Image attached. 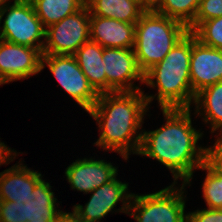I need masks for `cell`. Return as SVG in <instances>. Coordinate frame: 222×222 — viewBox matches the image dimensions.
Returning a JSON list of instances; mask_svg holds the SVG:
<instances>
[{
	"instance_id": "1",
	"label": "cell",
	"mask_w": 222,
	"mask_h": 222,
	"mask_svg": "<svg viewBox=\"0 0 222 222\" xmlns=\"http://www.w3.org/2000/svg\"><path fill=\"white\" fill-rule=\"evenodd\" d=\"M165 124L153 131L142 132L137 155L156 159L174 178L190 185L195 169L204 163L205 147L197 143L203 133L192 127L190 108L161 109ZM198 145V146H197Z\"/></svg>"
},
{
	"instance_id": "2",
	"label": "cell",
	"mask_w": 222,
	"mask_h": 222,
	"mask_svg": "<svg viewBox=\"0 0 222 222\" xmlns=\"http://www.w3.org/2000/svg\"><path fill=\"white\" fill-rule=\"evenodd\" d=\"M148 109L143 90L99 94L95 105L88 111L101 131L94 146L115 151L124 160H128L131 152L137 155Z\"/></svg>"
},
{
	"instance_id": "3",
	"label": "cell",
	"mask_w": 222,
	"mask_h": 222,
	"mask_svg": "<svg viewBox=\"0 0 222 222\" xmlns=\"http://www.w3.org/2000/svg\"><path fill=\"white\" fill-rule=\"evenodd\" d=\"M192 33L188 32L165 58L144 73V83L157 88V94L145 95L147 104L156 97L161 109L191 108L195 100L190 80Z\"/></svg>"
},
{
	"instance_id": "4",
	"label": "cell",
	"mask_w": 222,
	"mask_h": 222,
	"mask_svg": "<svg viewBox=\"0 0 222 222\" xmlns=\"http://www.w3.org/2000/svg\"><path fill=\"white\" fill-rule=\"evenodd\" d=\"M188 32L183 23L148 8L135 24L134 52L139 69L145 73L161 62Z\"/></svg>"
},
{
	"instance_id": "5",
	"label": "cell",
	"mask_w": 222,
	"mask_h": 222,
	"mask_svg": "<svg viewBox=\"0 0 222 222\" xmlns=\"http://www.w3.org/2000/svg\"><path fill=\"white\" fill-rule=\"evenodd\" d=\"M170 186L155 193L132 195L128 215L137 222H187L184 195L185 184L180 189Z\"/></svg>"
},
{
	"instance_id": "6",
	"label": "cell",
	"mask_w": 222,
	"mask_h": 222,
	"mask_svg": "<svg viewBox=\"0 0 222 222\" xmlns=\"http://www.w3.org/2000/svg\"><path fill=\"white\" fill-rule=\"evenodd\" d=\"M51 187L41 178L33 192L12 201L0 200V222H54L62 210H57L60 204Z\"/></svg>"
},
{
	"instance_id": "7",
	"label": "cell",
	"mask_w": 222,
	"mask_h": 222,
	"mask_svg": "<svg viewBox=\"0 0 222 222\" xmlns=\"http://www.w3.org/2000/svg\"><path fill=\"white\" fill-rule=\"evenodd\" d=\"M4 15L0 31L3 40L43 51L46 28L30 0H14L12 5L9 2L0 11V23Z\"/></svg>"
},
{
	"instance_id": "8",
	"label": "cell",
	"mask_w": 222,
	"mask_h": 222,
	"mask_svg": "<svg viewBox=\"0 0 222 222\" xmlns=\"http://www.w3.org/2000/svg\"><path fill=\"white\" fill-rule=\"evenodd\" d=\"M48 66L62 89L85 111H89L98 100L99 94L77 64L73 55L43 54L41 70Z\"/></svg>"
},
{
	"instance_id": "9",
	"label": "cell",
	"mask_w": 222,
	"mask_h": 222,
	"mask_svg": "<svg viewBox=\"0 0 222 222\" xmlns=\"http://www.w3.org/2000/svg\"><path fill=\"white\" fill-rule=\"evenodd\" d=\"M90 11L85 4L79 11L46 28L42 54L73 55L90 40Z\"/></svg>"
},
{
	"instance_id": "10",
	"label": "cell",
	"mask_w": 222,
	"mask_h": 222,
	"mask_svg": "<svg viewBox=\"0 0 222 222\" xmlns=\"http://www.w3.org/2000/svg\"><path fill=\"white\" fill-rule=\"evenodd\" d=\"M104 70L107 76V93L141 90L134 81L144 83V73L139 69L134 49L104 48Z\"/></svg>"
},
{
	"instance_id": "11",
	"label": "cell",
	"mask_w": 222,
	"mask_h": 222,
	"mask_svg": "<svg viewBox=\"0 0 222 222\" xmlns=\"http://www.w3.org/2000/svg\"><path fill=\"white\" fill-rule=\"evenodd\" d=\"M91 197L85 206L76 204L73 211L86 222H99L112 212L119 201L122 207L117 211L128 214L133 193H128V183L121 182L117 176L109 183L93 190Z\"/></svg>"
},
{
	"instance_id": "12",
	"label": "cell",
	"mask_w": 222,
	"mask_h": 222,
	"mask_svg": "<svg viewBox=\"0 0 222 222\" xmlns=\"http://www.w3.org/2000/svg\"><path fill=\"white\" fill-rule=\"evenodd\" d=\"M42 52L6 40L0 42V83L28 79L40 73Z\"/></svg>"
},
{
	"instance_id": "13",
	"label": "cell",
	"mask_w": 222,
	"mask_h": 222,
	"mask_svg": "<svg viewBox=\"0 0 222 222\" xmlns=\"http://www.w3.org/2000/svg\"><path fill=\"white\" fill-rule=\"evenodd\" d=\"M190 80L193 93L222 81V50L201 44L192 34Z\"/></svg>"
},
{
	"instance_id": "14",
	"label": "cell",
	"mask_w": 222,
	"mask_h": 222,
	"mask_svg": "<svg viewBox=\"0 0 222 222\" xmlns=\"http://www.w3.org/2000/svg\"><path fill=\"white\" fill-rule=\"evenodd\" d=\"M117 169L111 162L102 159L83 158L71 163L65 170V176L72 189L87 194L113 180L118 175Z\"/></svg>"
},
{
	"instance_id": "15",
	"label": "cell",
	"mask_w": 222,
	"mask_h": 222,
	"mask_svg": "<svg viewBox=\"0 0 222 222\" xmlns=\"http://www.w3.org/2000/svg\"><path fill=\"white\" fill-rule=\"evenodd\" d=\"M135 24L90 15V40L103 48H129L135 45Z\"/></svg>"
},
{
	"instance_id": "16",
	"label": "cell",
	"mask_w": 222,
	"mask_h": 222,
	"mask_svg": "<svg viewBox=\"0 0 222 222\" xmlns=\"http://www.w3.org/2000/svg\"><path fill=\"white\" fill-rule=\"evenodd\" d=\"M103 49L97 42L88 40L73 54L90 85L98 94L107 93Z\"/></svg>"
},
{
	"instance_id": "17",
	"label": "cell",
	"mask_w": 222,
	"mask_h": 222,
	"mask_svg": "<svg viewBox=\"0 0 222 222\" xmlns=\"http://www.w3.org/2000/svg\"><path fill=\"white\" fill-rule=\"evenodd\" d=\"M19 162L0 172V200L12 201V198L33 192L36 183L43 177L40 172L30 170Z\"/></svg>"
},
{
	"instance_id": "18",
	"label": "cell",
	"mask_w": 222,
	"mask_h": 222,
	"mask_svg": "<svg viewBox=\"0 0 222 222\" xmlns=\"http://www.w3.org/2000/svg\"><path fill=\"white\" fill-rule=\"evenodd\" d=\"M90 15L136 23L148 9L139 0H86Z\"/></svg>"
},
{
	"instance_id": "19",
	"label": "cell",
	"mask_w": 222,
	"mask_h": 222,
	"mask_svg": "<svg viewBox=\"0 0 222 222\" xmlns=\"http://www.w3.org/2000/svg\"><path fill=\"white\" fill-rule=\"evenodd\" d=\"M195 114L210 124L211 133L222 128V81L210 85L195 96ZM202 112V113H201Z\"/></svg>"
},
{
	"instance_id": "20",
	"label": "cell",
	"mask_w": 222,
	"mask_h": 222,
	"mask_svg": "<svg viewBox=\"0 0 222 222\" xmlns=\"http://www.w3.org/2000/svg\"><path fill=\"white\" fill-rule=\"evenodd\" d=\"M35 14L47 28L79 11L86 0H30Z\"/></svg>"
},
{
	"instance_id": "21",
	"label": "cell",
	"mask_w": 222,
	"mask_h": 222,
	"mask_svg": "<svg viewBox=\"0 0 222 222\" xmlns=\"http://www.w3.org/2000/svg\"><path fill=\"white\" fill-rule=\"evenodd\" d=\"M201 0H160L153 8L157 13L175 19L187 27L194 21Z\"/></svg>"
},
{
	"instance_id": "22",
	"label": "cell",
	"mask_w": 222,
	"mask_h": 222,
	"mask_svg": "<svg viewBox=\"0 0 222 222\" xmlns=\"http://www.w3.org/2000/svg\"><path fill=\"white\" fill-rule=\"evenodd\" d=\"M191 33L201 44L222 50V16L201 22Z\"/></svg>"
},
{
	"instance_id": "23",
	"label": "cell",
	"mask_w": 222,
	"mask_h": 222,
	"mask_svg": "<svg viewBox=\"0 0 222 222\" xmlns=\"http://www.w3.org/2000/svg\"><path fill=\"white\" fill-rule=\"evenodd\" d=\"M206 171L202 184L203 197L209 209H222V175L212 172L204 163L199 167Z\"/></svg>"
},
{
	"instance_id": "24",
	"label": "cell",
	"mask_w": 222,
	"mask_h": 222,
	"mask_svg": "<svg viewBox=\"0 0 222 222\" xmlns=\"http://www.w3.org/2000/svg\"><path fill=\"white\" fill-rule=\"evenodd\" d=\"M220 16H222V0H201L194 21L188 26V30L192 32L201 22Z\"/></svg>"
},
{
	"instance_id": "25",
	"label": "cell",
	"mask_w": 222,
	"mask_h": 222,
	"mask_svg": "<svg viewBox=\"0 0 222 222\" xmlns=\"http://www.w3.org/2000/svg\"><path fill=\"white\" fill-rule=\"evenodd\" d=\"M204 164L214 173L222 175V145L217 141L205 148Z\"/></svg>"
},
{
	"instance_id": "26",
	"label": "cell",
	"mask_w": 222,
	"mask_h": 222,
	"mask_svg": "<svg viewBox=\"0 0 222 222\" xmlns=\"http://www.w3.org/2000/svg\"><path fill=\"white\" fill-rule=\"evenodd\" d=\"M187 222H222V209L204 208L189 212Z\"/></svg>"
},
{
	"instance_id": "27",
	"label": "cell",
	"mask_w": 222,
	"mask_h": 222,
	"mask_svg": "<svg viewBox=\"0 0 222 222\" xmlns=\"http://www.w3.org/2000/svg\"><path fill=\"white\" fill-rule=\"evenodd\" d=\"M17 151L7 147L4 142L0 141V166L13 162L17 156ZM13 155V156H12Z\"/></svg>"
},
{
	"instance_id": "28",
	"label": "cell",
	"mask_w": 222,
	"mask_h": 222,
	"mask_svg": "<svg viewBox=\"0 0 222 222\" xmlns=\"http://www.w3.org/2000/svg\"><path fill=\"white\" fill-rule=\"evenodd\" d=\"M54 222H86L82 220L74 211L61 212Z\"/></svg>"
},
{
	"instance_id": "29",
	"label": "cell",
	"mask_w": 222,
	"mask_h": 222,
	"mask_svg": "<svg viewBox=\"0 0 222 222\" xmlns=\"http://www.w3.org/2000/svg\"><path fill=\"white\" fill-rule=\"evenodd\" d=\"M160 0H142V3L147 7V8H154Z\"/></svg>"
},
{
	"instance_id": "30",
	"label": "cell",
	"mask_w": 222,
	"mask_h": 222,
	"mask_svg": "<svg viewBox=\"0 0 222 222\" xmlns=\"http://www.w3.org/2000/svg\"><path fill=\"white\" fill-rule=\"evenodd\" d=\"M220 131H218L219 133H217L218 135H216V138L220 135V137H218L217 139H215L220 145H222V128L219 129Z\"/></svg>"
},
{
	"instance_id": "31",
	"label": "cell",
	"mask_w": 222,
	"mask_h": 222,
	"mask_svg": "<svg viewBox=\"0 0 222 222\" xmlns=\"http://www.w3.org/2000/svg\"><path fill=\"white\" fill-rule=\"evenodd\" d=\"M10 1L9 0H0V11L1 9L6 6Z\"/></svg>"
},
{
	"instance_id": "32",
	"label": "cell",
	"mask_w": 222,
	"mask_h": 222,
	"mask_svg": "<svg viewBox=\"0 0 222 222\" xmlns=\"http://www.w3.org/2000/svg\"><path fill=\"white\" fill-rule=\"evenodd\" d=\"M0 25H1V23H0ZM1 28V27H0ZM2 41V37H1V32H0V42Z\"/></svg>"
}]
</instances>
